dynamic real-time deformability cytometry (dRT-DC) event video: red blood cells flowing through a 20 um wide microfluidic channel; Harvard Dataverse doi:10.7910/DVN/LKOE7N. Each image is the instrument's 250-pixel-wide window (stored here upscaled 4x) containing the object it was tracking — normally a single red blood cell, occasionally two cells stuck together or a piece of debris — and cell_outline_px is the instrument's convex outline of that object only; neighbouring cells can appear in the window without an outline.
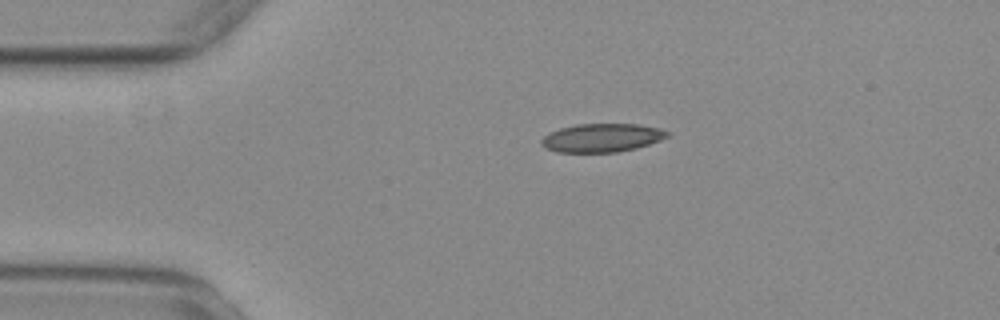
{"species": "common noctule bat (a hibernating species)", "species_latin": "Nyctalus noctula", "temperature_condition": "warm", "stored_images_in_passage": 8, "camera_frame_rate_fps": 3000, "um_per_image_px": 0.085, "animal": {"sex": "female", "body_mass_g": 29.2, "forearm_length_mm": 56.3}, "frame": {"image": 1, "passage_image": 3, "time_ms": 0.667, "image_size_px": [1000, 320], "cell_outline_px": [[672, 136], [636, 148], [616, 152], [556, 152], [544, 148], [540, 144], [540, 140], [548, 132], [560, 128], [576, 124], [640, 124], [660, 128], [672, 132]], "centroid_in_image_um": [51.17, 11.7], "position_along_channel_um": 33.8, "area_um2": 21.21}}